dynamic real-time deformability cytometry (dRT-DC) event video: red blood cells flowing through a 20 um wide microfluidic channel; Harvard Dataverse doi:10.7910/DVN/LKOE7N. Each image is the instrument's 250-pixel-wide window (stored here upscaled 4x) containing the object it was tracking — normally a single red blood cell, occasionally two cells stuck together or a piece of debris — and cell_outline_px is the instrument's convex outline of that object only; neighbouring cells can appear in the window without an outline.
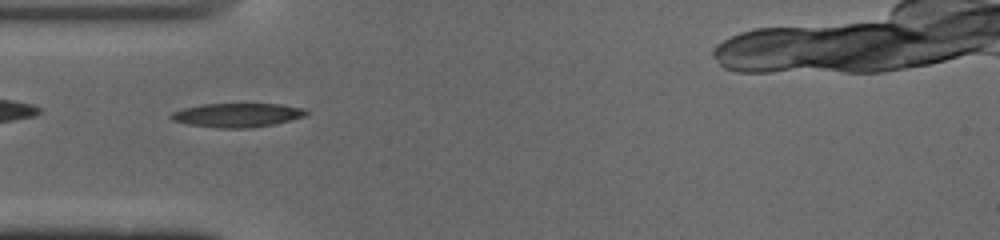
{"species": "common noctule bat (a hibernating species)", "species_latin": "Nyctalus noctula", "temperature_condition": "cold", "stored_images_in_passage": 34, "camera_frame_rate_fps": 3000, "um_per_image_px": 0.085, "animal": {"sex": "male", "body_mass_g": 19.0, "forearm_length_mm": 50.8}, "frame": {"image": 1, "passage_image": 1, "time_ms": 0.0, "image_size_px": [1000, 240], "cell_outline_px": [[308, 112], [304, 116], [272, 124], [252, 128], [220, 128], [188, 124], [172, 120], [168, 116], [172, 112], [184, 108], [204, 104], [280, 104], [304, 108]], "centroid_in_image_um": [20.13, 9.78], "position_along_channel_um": 64.9, "area_um2": 18.67}}
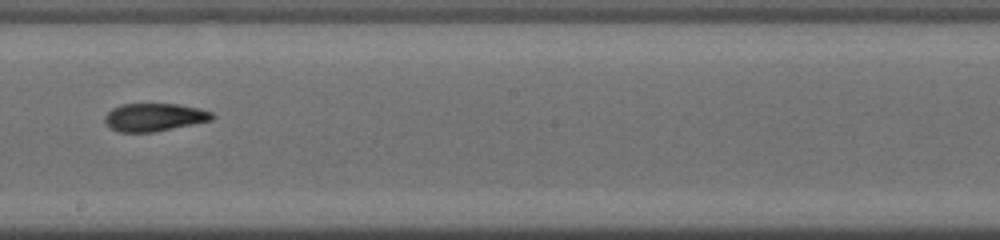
{"frame": {"image": 2, "passage_image": 14, "time_ms": 4.333, "image_size_px": [1000, 240], "cell_outline_px": [[216, 116], [212, 120], [152, 132], [120, 132], [112, 128], [104, 120], [104, 116], [112, 108], [124, 104], [176, 104], [196, 108], [212, 112]], "centroid_in_image_um": [13.11, 9.96], "position_along_channel_um": 235.1, "area_um2": 17.17}}
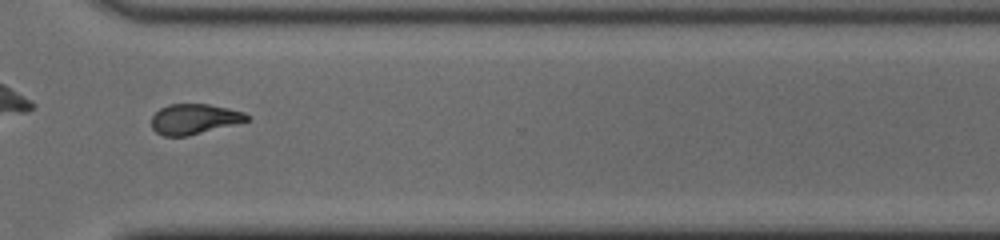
{"frame": {"image": 3, "passage_image": 23, "time_ms": 7.333, "image_size_px": [1000, 240], "cell_outline_px": [[248, 120], [188, 136], [164, 136], [156, 132], [152, 128], [152, 116], [160, 108], [168, 104], [208, 104], [228, 108], [244, 112], [248, 116]], "centroid_in_image_um": [16.46, 10.11], "position_along_channel_um": 354.1, "area_um2": 16.59}, "authors_computed_cell_mechanics": {"area_um2": 17.1955, "velocity_mm_per_s": 3.9395, "shape_relaxation_time_tau1_ms": null, "shape_relaxation_time_tau2_ms": 2.8316, "deformation_change_tau1": null, "deformation_change_tau2": 0.0957}}